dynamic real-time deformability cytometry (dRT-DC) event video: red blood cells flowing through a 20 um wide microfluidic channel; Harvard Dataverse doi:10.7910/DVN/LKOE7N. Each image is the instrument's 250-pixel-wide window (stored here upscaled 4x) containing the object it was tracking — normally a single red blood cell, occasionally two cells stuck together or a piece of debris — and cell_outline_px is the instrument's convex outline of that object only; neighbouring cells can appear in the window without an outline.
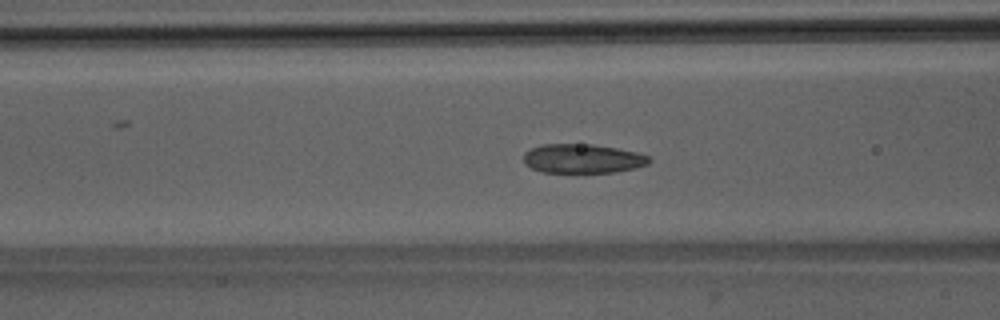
{"species": "Egyptian fruit bat (a non-hibernating species)", "species_latin": "Rousettus aegyptiacus", "temperature_condition": "room temperature", "stored_images_in_passage": 48, "camera_frame_rate_fps": 3000, "um_per_image_px": 0.085, "animal": {"sex": "male"}, "frame": {"image": 1, "passage_image": 17, "time_ms": 5.333, "image_size_px": [1000, 320], "cell_outline_px": [[652, 160], [648, 164], [636, 168], [616, 172], [544, 172], [532, 168], [524, 164], [524, 152], [532, 148], [544, 144], [592, 144], [616, 148], [636, 152], [648, 156]], "centroid_in_image_um": [49.53, 13.48], "position_along_channel_um": 117.1, "area_um2": 21.27}}
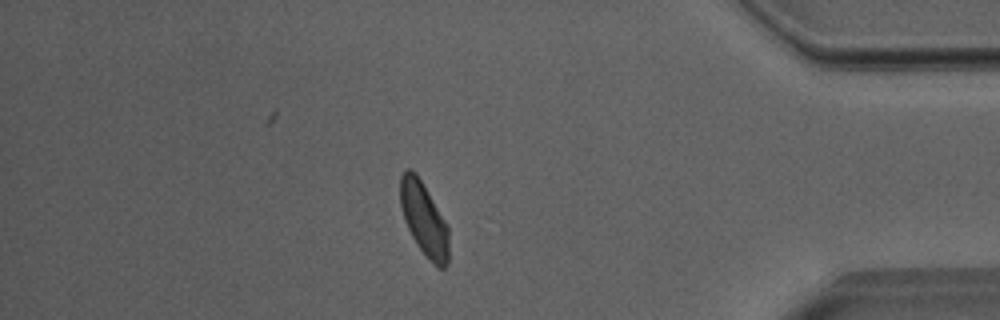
{"frame": {"image": 2, "passage_image": 41, "time_ms": 13.333, "image_size_px": [1000, 320], "cell_outline_px": [[448, 264], [444, 268], [440, 268], [416, 244], [404, 220], [400, 204], [400, 176], [404, 168], [408, 168], [416, 172], [448, 224]], "centroid_in_image_um": [36.03, 18.55], "position_along_channel_um": 399.2, "area_um2": 20.63}}
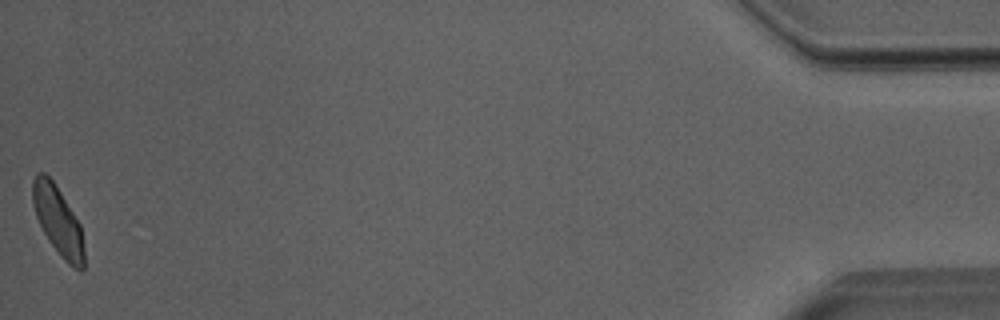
{"frame": {"image": 3, "passage_image": 48, "time_ms": 15.667, "image_size_px": [1000, 320], "cell_outline_px": [[84, 268], [80, 272], [72, 268], [60, 256], [48, 240], [36, 216], [32, 204], [32, 180], [36, 172], [44, 172], [52, 180], [60, 192], [80, 224], [84, 248]], "centroid_in_image_um": [4.92, 18.79], "position_along_channel_um": 430.3, "area_um2": 20.63}, "authors_computed_cell_mechanics": {"area_um2": 21.675, "velocity_mm_per_s": 3.9601, "shape_relaxation_time_tau1_ms": 5.4012, "shape_relaxation_time_tau2_ms": 1.5612, "deformation_change_tau1": 0.1227, "deformation_change_tau2": 0.0729}}